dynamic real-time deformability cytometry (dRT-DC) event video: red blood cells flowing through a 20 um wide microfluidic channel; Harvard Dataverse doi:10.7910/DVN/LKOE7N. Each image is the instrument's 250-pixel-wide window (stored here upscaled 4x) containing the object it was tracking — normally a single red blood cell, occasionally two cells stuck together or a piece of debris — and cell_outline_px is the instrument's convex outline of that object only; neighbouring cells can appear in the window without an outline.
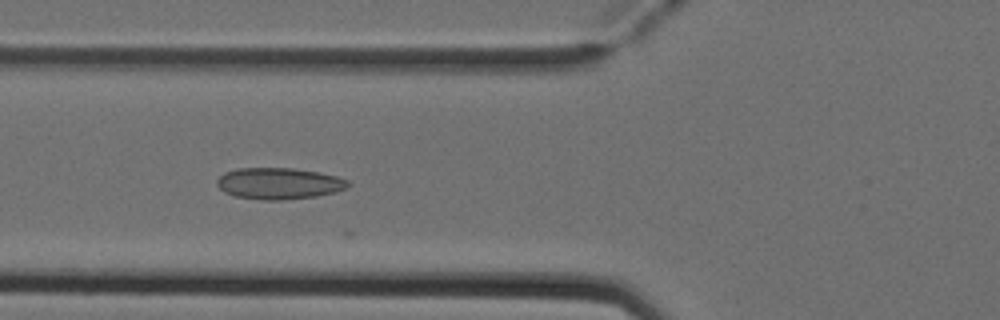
{"species": "Egyptian fruit bat (a non-hibernating species)", "species_latin": "Rousettus aegyptiacus", "temperature_condition": "cold", "stored_images_in_passage": 5, "camera_frame_rate_fps": 3000, "um_per_image_px": 0.085, "animal": {"sex": "female"}, "frame": {"image": 1, "passage_image": 4, "time_ms": 1.0, "image_size_px": [1000, 320], "cell_outline_px": [[352, 184], [348, 188], [336, 192], [316, 196], [280, 200], [264, 200], [236, 196], [224, 192], [216, 184], [216, 180], [224, 172], [236, 168], [292, 168], [320, 172], [336, 176], [348, 180]], "centroid_in_image_um": [23.73, 15.59], "position_along_channel_um": 102.1, "area_um2": 24.16}}
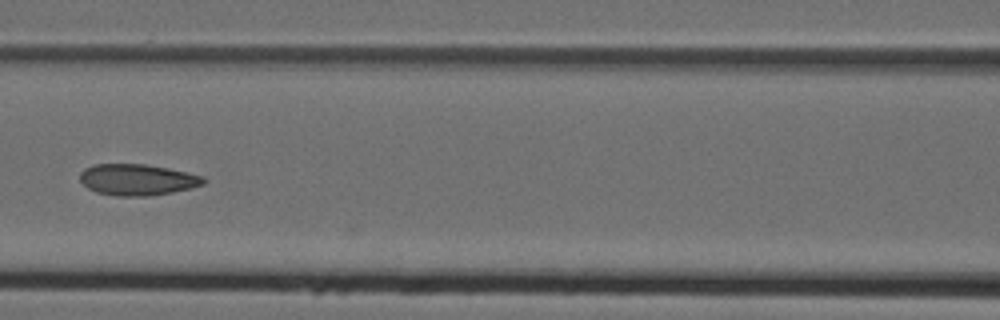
{"frame": {"image": 2, "passage_image": 5, "time_ms": 1.333, "image_size_px": [1000, 320], "cell_outline_px": [[208, 180], [204, 184], [192, 188], [172, 192], [148, 196], [116, 196], [96, 192], [88, 188], [80, 180], [80, 172], [84, 168], [96, 164], [144, 164], [168, 168], [204, 176]], "centroid_in_image_um": [11.7, 15.27], "position_along_channel_um": 154.9, "area_um2": 22.6}}